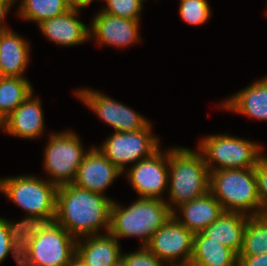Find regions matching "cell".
Returning <instances> with one entry per match:
<instances>
[{"label":"cell","mask_w":267,"mask_h":266,"mask_svg":"<svg viewBox=\"0 0 267 266\" xmlns=\"http://www.w3.org/2000/svg\"><path fill=\"white\" fill-rule=\"evenodd\" d=\"M113 199L82 189L73 184L57 188L56 223L76 240L85 236L104 234L110 230Z\"/></svg>","instance_id":"obj_1"},{"label":"cell","mask_w":267,"mask_h":266,"mask_svg":"<svg viewBox=\"0 0 267 266\" xmlns=\"http://www.w3.org/2000/svg\"><path fill=\"white\" fill-rule=\"evenodd\" d=\"M172 216L165 200L138 197L128 207L116 200L111 206L109 233L120 241L121 238L137 237L145 247L152 235Z\"/></svg>","instance_id":"obj_2"},{"label":"cell","mask_w":267,"mask_h":266,"mask_svg":"<svg viewBox=\"0 0 267 266\" xmlns=\"http://www.w3.org/2000/svg\"><path fill=\"white\" fill-rule=\"evenodd\" d=\"M210 172L202 153L186 147L169 149V198L171 211L209 192Z\"/></svg>","instance_id":"obj_3"},{"label":"cell","mask_w":267,"mask_h":266,"mask_svg":"<svg viewBox=\"0 0 267 266\" xmlns=\"http://www.w3.org/2000/svg\"><path fill=\"white\" fill-rule=\"evenodd\" d=\"M209 191L221 203L224 212L261 215L254 168L210 172Z\"/></svg>","instance_id":"obj_4"},{"label":"cell","mask_w":267,"mask_h":266,"mask_svg":"<svg viewBox=\"0 0 267 266\" xmlns=\"http://www.w3.org/2000/svg\"><path fill=\"white\" fill-rule=\"evenodd\" d=\"M209 172L221 169H250L263 156V145L225 134L202 137L198 143Z\"/></svg>","instance_id":"obj_5"},{"label":"cell","mask_w":267,"mask_h":266,"mask_svg":"<svg viewBox=\"0 0 267 266\" xmlns=\"http://www.w3.org/2000/svg\"><path fill=\"white\" fill-rule=\"evenodd\" d=\"M88 152L76 132L66 130L50 133L43 153L47 180L57 187L72 184L78 167Z\"/></svg>","instance_id":"obj_6"},{"label":"cell","mask_w":267,"mask_h":266,"mask_svg":"<svg viewBox=\"0 0 267 266\" xmlns=\"http://www.w3.org/2000/svg\"><path fill=\"white\" fill-rule=\"evenodd\" d=\"M57 188L32 174L0 178V192L29 216L55 215Z\"/></svg>","instance_id":"obj_7"},{"label":"cell","mask_w":267,"mask_h":266,"mask_svg":"<svg viewBox=\"0 0 267 266\" xmlns=\"http://www.w3.org/2000/svg\"><path fill=\"white\" fill-rule=\"evenodd\" d=\"M152 125L136 131L114 132L103 144L97 148L120 171L124 172L127 165L139 162L150 157L160 148V139L152 134Z\"/></svg>","instance_id":"obj_8"},{"label":"cell","mask_w":267,"mask_h":266,"mask_svg":"<svg viewBox=\"0 0 267 266\" xmlns=\"http://www.w3.org/2000/svg\"><path fill=\"white\" fill-rule=\"evenodd\" d=\"M76 255V239L54 223L47 231L34 236L30 252L20 266H70Z\"/></svg>","instance_id":"obj_9"},{"label":"cell","mask_w":267,"mask_h":266,"mask_svg":"<svg viewBox=\"0 0 267 266\" xmlns=\"http://www.w3.org/2000/svg\"><path fill=\"white\" fill-rule=\"evenodd\" d=\"M193 243L194 233L171 216L145 247L166 266H189Z\"/></svg>","instance_id":"obj_10"},{"label":"cell","mask_w":267,"mask_h":266,"mask_svg":"<svg viewBox=\"0 0 267 266\" xmlns=\"http://www.w3.org/2000/svg\"><path fill=\"white\" fill-rule=\"evenodd\" d=\"M75 95L95 113L102 122L114 128V132L136 131L151 121L125 104L92 88H79Z\"/></svg>","instance_id":"obj_11"},{"label":"cell","mask_w":267,"mask_h":266,"mask_svg":"<svg viewBox=\"0 0 267 266\" xmlns=\"http://www.w3.org/2000/svg\"><path fill=\"white\" fill-rule=\"evenodd\" d=\"M129 168L124 174L139 197L165 200L162 196L168 190L169 148L163 152L160 147L150 157Z\"/></svg>","instance_id":"obj_12"},{"label":"cell","mask_w":267,"mask_h":266,"mask_svg":"<svg viewBox=\"0 0 267 266\" xmlns=\"http://www.w3.org/2000/svg\"><path fill=\"white\" fill-rule=\"evenodd\" d=\"M141 20L114 16L101 10L94 15L89 28V39L96 44L126 48L142 40L139 26Z\"/></svg>","instance_id":"obj_13"},{"label":"cell","mask_w":267,"mask_h":266,"mask_svg":"<svg viewBox=\"0 0 267 266\" xmlns=\"http://www.w3.org/2000/svg\"><path fill=\"white\" fill-rule=\"evenodd\" d=\"M121 174L123 172L109 161L97 146H92L79 165L72 184L91 192L106 195L104 192Z\"/></svg>","instance_id":"obj_14"},{"label":"cell","mask_w":267,"mask_h":266,"mask_svg":"<svg viewBox=\"0 0 267 266\" xmlns=\"http://www.w3.org/2000/svg\"><path fill=\"white\" fill-rule=\"evenodd\" d=\"M79 8L45 19L38 24L42 35L60 46H78L89 41V27L78 19Z\"/></svg>","instance_id":"obj_15"},{"label":"cell","mask_w":267,"mask_h":266,"mask_svg":"<svg viewBox=\"0 0 267 266\" xmlns=\"http://www.w3.org/2000/svg\"><path fill=\"white\" fill-rule=\"evenodd\" d=\"M42 102L31 93L8 117L5 133L22 139H36L44 135L45 124Z\"/></svg>","instance_id":"obj_16"},{"label":"cell","mask_w":267,"mask_h":266,"mask_svg":"<svg viewBox=\"0 0 267 266\" xmlns=\"http://www.w3.org/2000/svg\"><path fill=\"white\" fill-rule=\"evenodd\" d=\"M223 212L221 203L209 191L205 195L175 208L172 216L195 234L210 226Z\"/></svg>","instance_id":"obj_17"},{"label":"cell","mask_w":267,"mask_h":266,"mask_svg":"<svg viewBox=\"0 0 267 266\" xmlns=\"http://www.w3.org/2000/svg\"><path fill=\"white\" fill-rule=\"evenodd\" d=\"M122 254L118 239L110 233L76 240V256L88 266H113Z\"/></svg>","instance_id":"obj_18"},{"label":"cell","mask_w":267,"mask_h":266,"mask_svg":"<svg viewBox=\"0 0 267 266\" xmlns=\"http://www.w3.org/2000/svg\"><path fill=\"white\" fill-rule=\"evenodd\" d=\"M219 105L233 113L267 121V76L228 97Z\"/></svg>","instance_id":"obj_19"},{"label":"cell","mask_w":267,"mask_h":266,"mask_svg":"<svg viewBox=\"0 0 267 266\" xmlns=\"http://www.w3.org/2000/svg\"><path fill=\"white\" fill-rule=\"evenodd\" d=\"M5 219L15 256L22 261L30 252L34 236L47 231L56 222L55 215L29 216L19 222ZM10 220V221H9Z\"/></svg>","instance_id":"obj_20"},{"label":"cell","mask_w":267,"mask_h":266,"mask_svg":"<svg viewBox=\"0 0 267 266\" xmlns=\"http://www.w3.org/2000/svg\"><path fill=\"white\" fill-rule=\"evenodd\" d=\"M30 44L12 29L0 33V59L5 76L24 77L30 62Z\"/></svg>","instance_id":"obj_21"},{"label":"cell","mask_w":267,"mask_h":266,"mask_svg":"<svg viewBox=\"0 0 267 266\" xmlns=\"http://www.w3.org/2000/svg\"><path fill=\"white\" fill-rule=\"evenodd\" d=\"M249 216L240 212H223L221 216L201 233L213 241L240 253L243 235Z\"/></svg>","instance_id":"obj_22"},{"label":"cell","mask_w":267,"mask_h":266,"mask_svg":"<svg viewBox=\"0 0 267 266\" xmlns=\"http://www.w3.org/2000/svg\"><path fill=\"white\" fill-rule=\"evenodd\" d=\"M189 266H238V254L198 232L194 234L193 255Z\"/></svg>","instance_id":"obj_23"},{"label":"cell","mask_w":267,"mask_h":266,"mask_svg":"<svg viewBox=\"0 0 267 266\" xmlns=\"http://www.w3.org/2000/svg\"><path fill=\"white\" fill-rule=\"evenodd\" d=\"M34 92L26 77L6 76L0 79V112L8 117Z\"/></svg>","instance_id":"obj_24"},{"label":"cell","mask_w":267,"mask_h":266,"mask_svg":"<svg viewBox=\"0 0 267 266\" xmlns=\"http://www.w3.org/2000/svg\"><path fill=\"white\" fill-rule=\"evenodd\" d=\"M18 1V0H17ZM17 8L18 17L36 22L38 25L45 19L60 16L71 9L65 0H21Z\"/></svg>","instance_id":"obj_25"},{"label":"cell","mask_w":267,"mask_h":266,"mask_svg":"<svg viewBox=\"0 0 267 266\" xmlns=\"http://www.w3.org/2000/svg\"><path fill=\"white\" fill-rule=\"evenodd\" d=\"M267 254V215L249 216L238 256Z\"/></svg>","instance_id":"obj_26"},{"label":"cell","mask_w":267,"mask_h":266,"mask_svg":"<svg viewBox=\"0 0 267 266\" xmlns=\"http://www.w3.org/2000/svg\"><path fill=\"white\" fill-rule=\"evenodd\" d=\"M208 0H180L179 14L189 25H203L211 17Z\"/></svg>","instance_id":"obj_27"},{"label":"cell","mask_w":267,"mask_h":266,"mask_svg":"<svg viewBox=\"0 0 267 266\" xmlns=\"http://www.w3.org/2000/svg\"><path fill=\"white\" fill-rule=\"evenodd\" d=\"M106 5L102 6L101 11L131 20H140L143 2L145 0H101Z\"/></svg>","instance_id":"obj_28"},{"label":"cell","mask_w":267,"mask_h":266,"mask_svg":"<svg viewBox=\"0 0 267 266\" xmlns=\"http://www.w3.org/2000/svg\"><path fill=\"white\" fill-rule=\"evenodd\" d=\"M122 259L126 266H166L146 247L142 246L137 251L123 253Z\"/></svg>","instance_id":"obj_29"},{"label":"cell","mask_w":267,"mask_h":266,"mask_svg":"<svg viewBox=\"0 0 267 266\" xmlns=\"http://www.w3.org/2000/svg\"><path fill=\"white\" fill-rule=\"evenodd\" d=\"M261 215H267V156L264 154L254 167Z\"/></svg>","instance_id":"obj_30"},{"label":"cell","mask_w":267,"mask_h":266,"mask_svg":"<svg viewBox=\"0 0 267 266\" xmlns=\"http://www.w3.org/2000/svg\"><path fill=\"white\" fill-rule=\"evenodd\" d=\"M10 253L17 265L20 266L21 261L15 256L14 247L8 236L5 219L0 217V265Z\"/></svg>","instance_id":"obj_31"},{"label":"cell","mask_w":267,"mask_h":266,"mask_svg":"<svg viewBox=\"0 0 267 266\" xmlns=\"http://www.w3.org/2000/svg\"><path fill=\"white\" fill-rule=\"evenodd\" d=\"M238 266H267V254L238 256Z\"/></svg>","instance_id":"obj_32"},{"label":"cell","mask_w":267,"mask_h":266,"mask_svg":"<svg viewBox=\"0 0 267 266\" xmlns=\"http://www.w3.org/2000/svg\"><path fill=\"white\" fill-rule=\"evenodd\" d=\"M16 2L17 0L0 1V33L10 30L8 25L6 26L4 23V20L6 19V15L10 12L11 7L13 8V5H15Z\"/></svg>","instance_id":"obj_33"},{"label":"cell","mask_w":267,"mask_h":266,"mask_svg":"<svg viewBox=\"0 0 267 266\" xmlns=\"http://www.w3.org/2000/svg\"><path fill=\"white\" fill-rule=\"evenodd\" d=\"M71 8H86L90 5V0H65Z\"/></svg>","instance_id":"obj_34"},{"label":"cell","mask_w":267,"mask_h":266,"mask_svg":"<svg viewBox=\"0 0 267 266\" xmlns=\"http://www.w3.org/2000/svg\"><path fill=\"white\" fill-rule=\"evenodd\" d=\"M70 266H88L84 262H82L76 255L73 257Z\"/></svg>","instance_id":"obj_35"},{"label":"cell","mask_w":267,"mask_h":266,"mask_svg":"<svg viewBox=\"0 0 267 266\" xmlns=\"http://www.w3.org/2000/svg\"><path fill=\"white\" fill-rule=\"evenodd\" d=\"M0 129L5 132L6 129V118L5 116L0 112Z\"/></svg>","instance_id":"obj_36"},{"label":"cell","mask_w":267,"mask_h":266,"mask_svg":"<svg viewBox=\"0 0 267 266\" xmlns=\"http://www.w3.org/2000/svg\"><path fill=\"white\" fill-rule=\"evenodd\" d=\"M113 266H126L123 259H120L117 263H115Z\"/></svg>","instance_id":"obj_37"},{"label":"cell","mask_w":267,"mask_h":266,"mask_svg":"<svg viewBox=\"0 0 267 266\" xmlns=\"http://www.w3.org/2000/svg\"><path fill=\"white\" fill-rule=\"evenodd\" d=\"M3 77H6V76L4 75V71H3V67H2L1 59H0V79Z\"/></svg>","instance_id":"obj_38"}]
</instances>
